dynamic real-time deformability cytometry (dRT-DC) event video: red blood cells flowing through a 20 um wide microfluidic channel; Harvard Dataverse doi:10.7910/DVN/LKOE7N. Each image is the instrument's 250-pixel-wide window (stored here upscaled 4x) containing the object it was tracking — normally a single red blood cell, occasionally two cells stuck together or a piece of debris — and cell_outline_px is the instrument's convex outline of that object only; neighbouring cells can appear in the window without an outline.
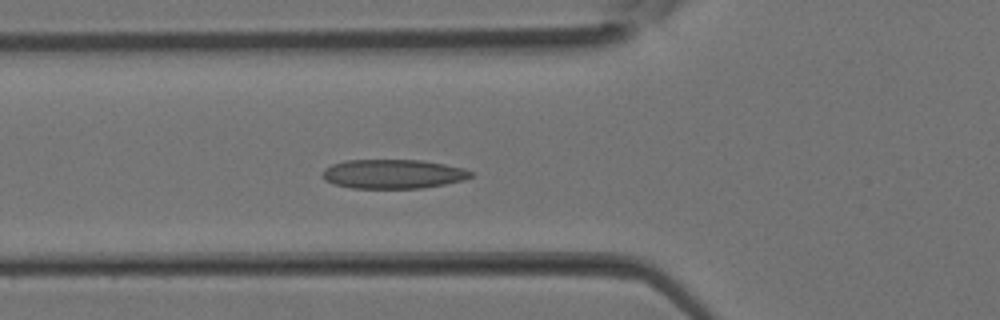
{"species": "Egyptian fruit bat (a non-hibernating species)", "species_latin": "Rousettus aegyptiacus", "temperature_condition": "room temperature", "stored_images_in_passage": 23, "camera_frame_rate_fps": 3000, "um_per_image_px": 0.085, "animal": {"sex": "female"}, "frame": {"image": 1, "passage_image": 12, "time_ms": 3.667, "image_size_px": [1000, 320], "cell_outline_px": [[472, 176], [464, 180], [424, 188], [352, 188], [332, 184], [324, 180], [320, 176], [324, 168], [332, 164], [348, 160], [420, 160], [444, 164], [464, 168], [472, 172]], "centroid_in_image_um": [33.37, 14.79], "position_along_channel_um": 92.4, "area_um2": 25.37}}
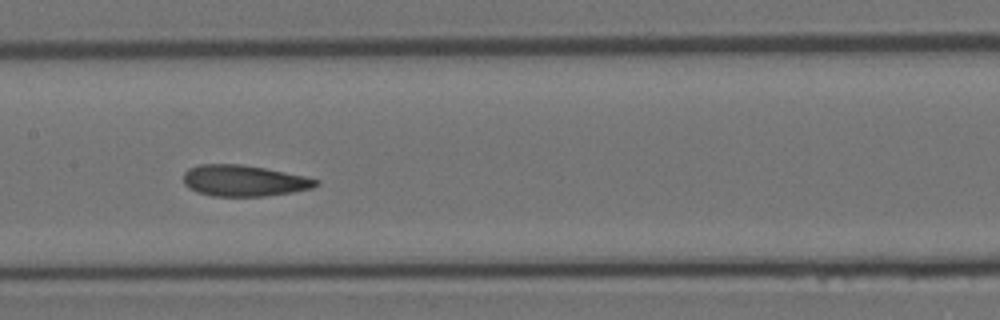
{"frame": {"image": 2, "passage_image": 17, "time_ms": 5.333, "image_size_px": [1000, 320], "cell_outline_px": [[320, 184], [312, 188], [292, 192], [264, 196], [212, 196], [196, 192], [188, 188], [184, 184], [184, 172], [188, 168], [200, 164], [240, 164], [264, 168], [304, 176], [320, 180]], "centroid_in_image_um": [20.71, 15.36], "position_along_channel_um": 186.7, "area_um2": 24.1}}
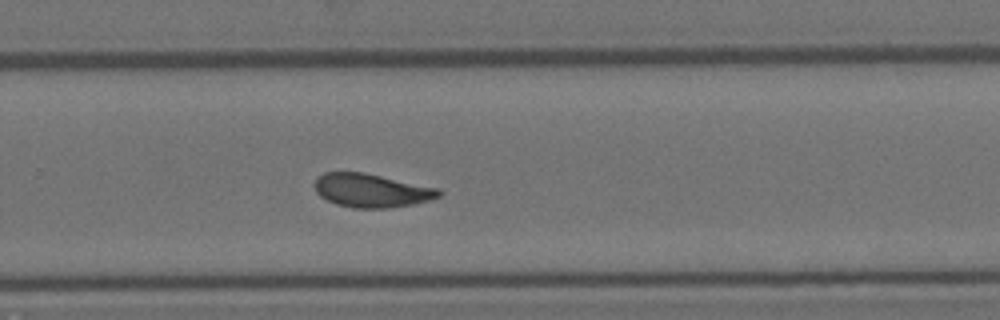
{"frame": {"image": 3, "passage_image": 23, "time_ms": 7.333, "image_size_px": [1000, 320], "cell_outline_px": [[444, 192], [440, 196], [432, 200], [416, 204], [388, 208], [352, 208], [336, 204], [320, 196], [316, 192], [316, 180], [324, 172], [364, 172], [440, 188]], "centroid_in_image_um": [31.65, 16.2], "position_along_channel_um": 298.1, "area_um2": 24.51}}